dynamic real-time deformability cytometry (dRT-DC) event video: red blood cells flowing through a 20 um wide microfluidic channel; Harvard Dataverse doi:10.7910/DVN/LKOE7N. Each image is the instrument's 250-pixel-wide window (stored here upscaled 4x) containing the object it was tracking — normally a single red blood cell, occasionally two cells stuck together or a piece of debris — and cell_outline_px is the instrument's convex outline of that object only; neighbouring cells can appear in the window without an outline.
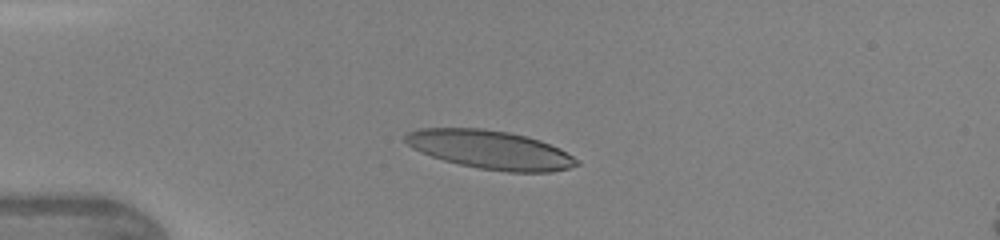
{"species": "human", "species_latin": "Homo sapiens", "temperature_condition": "warm", "stored_images_in_passage": 6, "camera_frame_rate_fps": 3000, "um_per_image_px": 0.085, "donor": {"sex": "female"}, "frame": {"image": 1, "passage_image": 4, "time_ms": 1.0, "image_size_px": [1000, 240], "cell_outline_px": [[580, 164], [568, 168], [552, 172], [508, 172], [480, 168], [460, 164], [444, 160], [420, 152], [412, 148], [404, 140], [404, 136], [408, 132], [420, 128], [484, 128], [508, 132], [528, 136], [540, 140], [560, 148], [580, 160]], "centroid_in_image_um": [41.7, 12.72], "position_along_channel_um": 43.3, "area_um2": 38.61}}
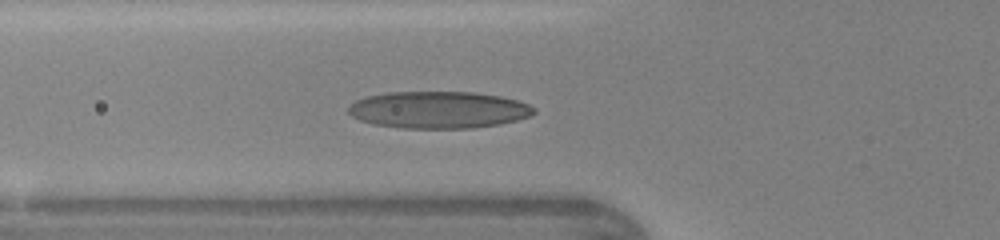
{"frame": {"image": 2, "passage_image": 6, "time_ms": 1.667, "image_size_px": [1000, 240], "cell_outline_px": [[536, 112], [528, 116], [516, 120], [500, 124], [472, 128], [400, 128], [372, 124], [360, 120], [352, 116], [348, 112], [348, 108], [356, 100], [368, 96], [388, 92], [472, 92], [500, 96], [516, 100], [528, 104], [536, 108]], "centroid_in_image_um": [37.27, 9.34], "position_along_channel_um": 88.5, "area_um2": 39.94}}